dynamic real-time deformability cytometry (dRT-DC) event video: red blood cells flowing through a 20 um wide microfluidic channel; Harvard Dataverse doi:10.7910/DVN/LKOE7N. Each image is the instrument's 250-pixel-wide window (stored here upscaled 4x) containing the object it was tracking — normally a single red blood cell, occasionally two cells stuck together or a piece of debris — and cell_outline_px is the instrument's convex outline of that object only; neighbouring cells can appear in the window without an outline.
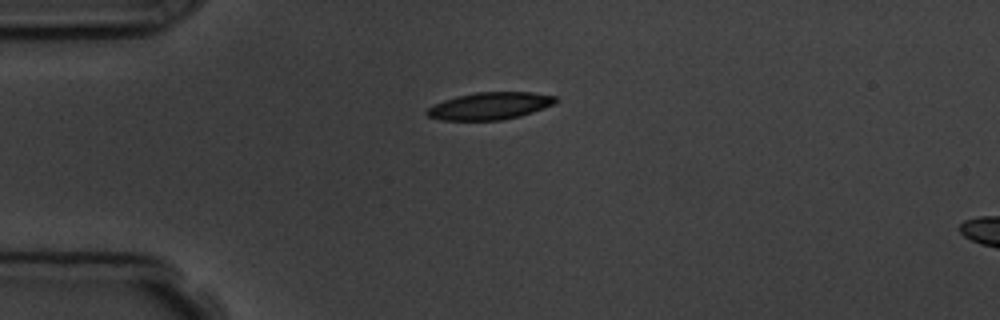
{"species": "common noctule bat (a hibernating species)", "species_latin": "Nyctalus noctula", "temperature_condition": "room temperature", "stored_images_in_passage": 5, "camera_frame_rate_fps": 3000, "um_per_image_px": 0.085, "animal": {"sex": "male", "body_mass_g": 19.5, "forearm_length_mm": 54.6}, "frame": {"image": 1, "passage_image": 1, "time_ms": 0.0, "image_size_px": [1000, 320], "cell_outline_px": [[560, 100], [552, 104], [532, 112], [520, 116], [500, 120], [440, 120], [428, 116], [424, 112], [432, 104], [456, 96], [476, 92], [532, 92], [556, 96]], "centroid_in_image_um": [41.61, 9.0], "position_along_channel_um": 43.4, "area_um2": 20.46}}